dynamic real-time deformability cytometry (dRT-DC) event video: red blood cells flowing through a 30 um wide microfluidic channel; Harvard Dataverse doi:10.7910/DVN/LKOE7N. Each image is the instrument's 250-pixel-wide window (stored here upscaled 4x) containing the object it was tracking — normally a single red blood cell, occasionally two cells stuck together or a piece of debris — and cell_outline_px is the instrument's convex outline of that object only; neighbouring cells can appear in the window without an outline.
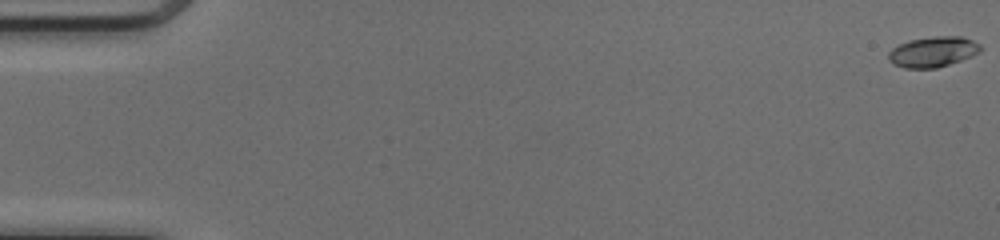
{"species": "common noctule bat (a hibernating species)", "species_latin": "Nyctalus noctula", "temperature_condition": "cold", "stored_images_in_passage": 51, "camera_frame_rate_fps": 3000, "um_per_image_px": 0.085, "animal": {"sex": "female", "body_mass_g": 17.0, "forearm_length_mm": 48.0}, "frame": {"image": 1, "passage_image": 1, "time_ms": 0.0, "image_size_px": [1000, 240], "cell_outline_px": [[984, 48], [980, 52], [960, 60], [936, 68], [904, 68], [892, 64], [888, 60], [888, 52], [892, 48], [908, 40], [936, 36], [960, 36], [972, 40], [980, 44]], "centroid_in_image_um": [79.28, 4.4], "position_along_channel_um": 5.7, "area_um2": 16.36}}
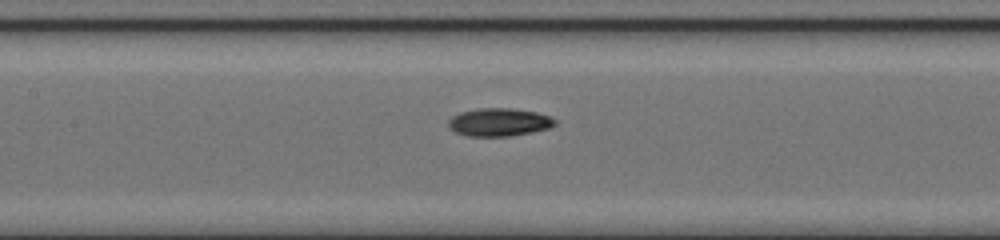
{"frame": {"image": 2, "passage_image": 25, "time_ms": 8.0, "image_size_px": [1000, 240], "cell_outline_px": [[556, 124], [548, 128], [532, 132], [512, 136], [468, 136], [456, 132], [448, 124], [448, 120], [452, 116], [460, 112], [480, 108], [512, 108], [536, 112], [548, 116], [556, 120]], "centroid_in_image_um": [42.42, 10.38], "position_along_channel_um": 165.0, "area_um2": 17.28}}
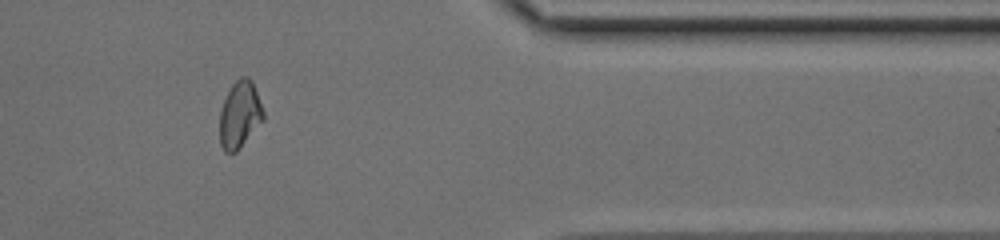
{"frame": {"image": 3, "passage_image": 43, "time_ms": 14.0, "image_size_px": [1000, 240], "cell_outline_px": [[264, 120], [236, 152], [224, 152], [220, 144], [220, 112], [224, 100], [232, 84], [240, 76], [248, 76], [252, 80], [264, 112]], "centroid_in_image_um": [20.39, 9.74], "position_along_channel_um": 391.0, "area_um2": 16.99}, "authors_computed_cell_mechanics": {"area_um2": 16.9354, "velocity_mm_per_s": 4.1359, "shape_relaxation_time_tau1_ms": 6.2415, "shape_relaxation_time_tau2_ms": 5.8168, "deformation_change_tau1": 0.1766, "deformation_change_tau2": 0.1178}}